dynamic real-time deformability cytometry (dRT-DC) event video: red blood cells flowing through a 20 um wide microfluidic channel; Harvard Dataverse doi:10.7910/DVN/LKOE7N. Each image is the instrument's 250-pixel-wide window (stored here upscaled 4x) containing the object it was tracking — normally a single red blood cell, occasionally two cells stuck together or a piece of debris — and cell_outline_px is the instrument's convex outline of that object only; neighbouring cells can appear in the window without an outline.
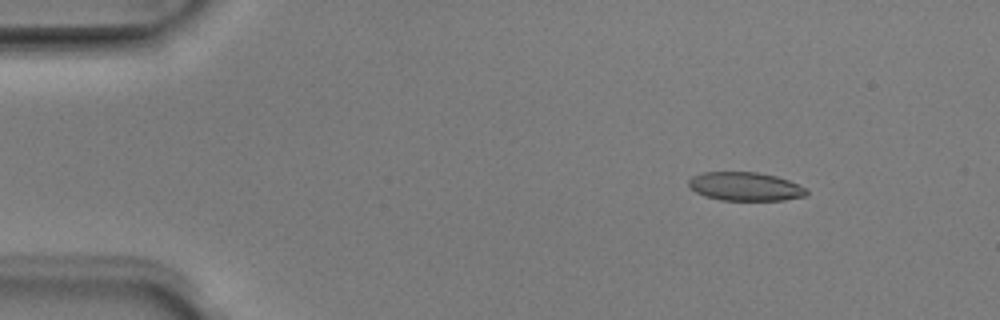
{"species": "Egyptian fruit bat (a non-hibernating species)", "species_latin": "Rousettus aegyptiacus", "temperature_condition": "room temperature", "stored_images_in_passage": 46, "camera_frame_rate_fps": 3000, "um_per_image_px": 0.085, "animal": {"sex": "male"}, "frame": {"image": 1, "passage_image": 2, "time_ms": 0.333, "image_size_px": [1000, 320], "cell_outline_px": [[808, 192], [804, 196], [784, 200], [720, 200], [704, 196], [696, 192], [688, 184], [688, 180], [692, 176], [704, 172], [756, 172], [776, 176], [788, 180], [808, 188]], "centroid_in_image_um": [63.35, 15.85], "position_along_channel_um": 21.6, "area_um2": 19.65}}
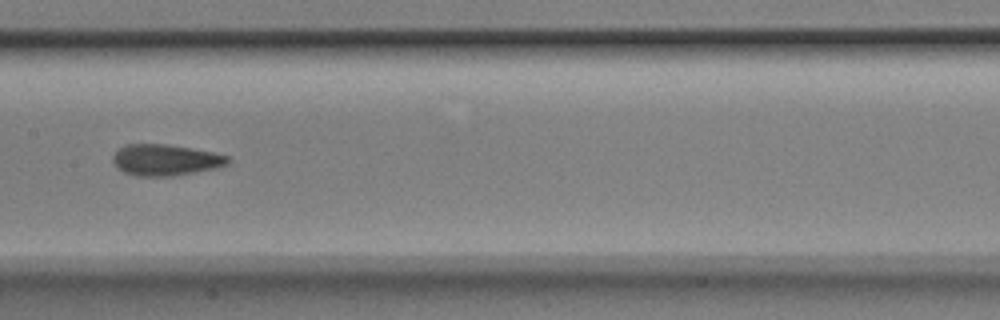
{"frame": {"image": 2, "passage_image": 21, "time_ms": 6.667, "image_size_px": [1000, 320], "cell_outline_px": [[232, 160], [228, 164], [220, 168], [172, 176], [136, 176], [124, 172], [116, 168], [112, 160], [112, 156], [124, 144], [168, 144], [192, 148], [212, 152], [228, 156]], "centroid_in_image_um": [14.08, 13.6], "position_along_channel_um": 193.3, "area_um2": 21.21}}
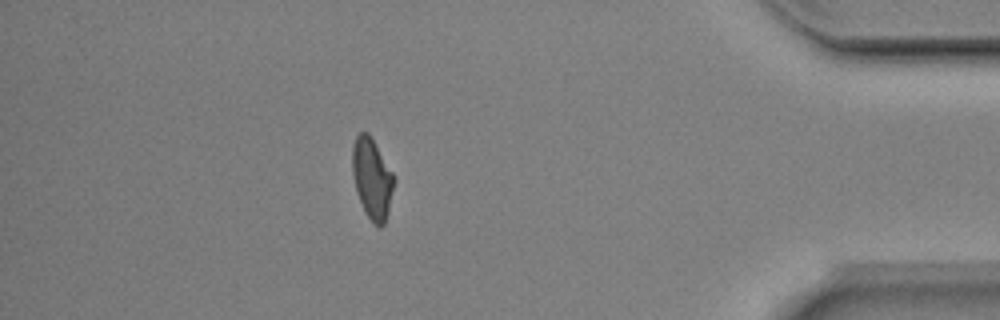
{"frame": {"image": 3, "passage_image": 40, "time_ms": 13.0, "image_size_px": [1000, 320], "cell_outline_px": [[396, 180], [388, 212], [384, 224], [380, 228], [368, 216], [356, 192], [352, 172], [352, 148], [356, 136], [360, 132], [368, 132], [372, 136], [392, 172]], "centroid_in_image_um": [31.63, 15.13], "position_along_channel_um": 403.6, "area_um2": 19.54}, "authors_computed_cell_mechanics": {"area_um2": 20.3167, "velocity_mm_per_s": 3.9986, "shape_relaxation_time_tau1_ms": 6.8543, "shape_relaxation_time_tau2_ms": 1.841, "deformation_change_tau1": 0.1711, "deformation_change_tau2": 0.0912}}